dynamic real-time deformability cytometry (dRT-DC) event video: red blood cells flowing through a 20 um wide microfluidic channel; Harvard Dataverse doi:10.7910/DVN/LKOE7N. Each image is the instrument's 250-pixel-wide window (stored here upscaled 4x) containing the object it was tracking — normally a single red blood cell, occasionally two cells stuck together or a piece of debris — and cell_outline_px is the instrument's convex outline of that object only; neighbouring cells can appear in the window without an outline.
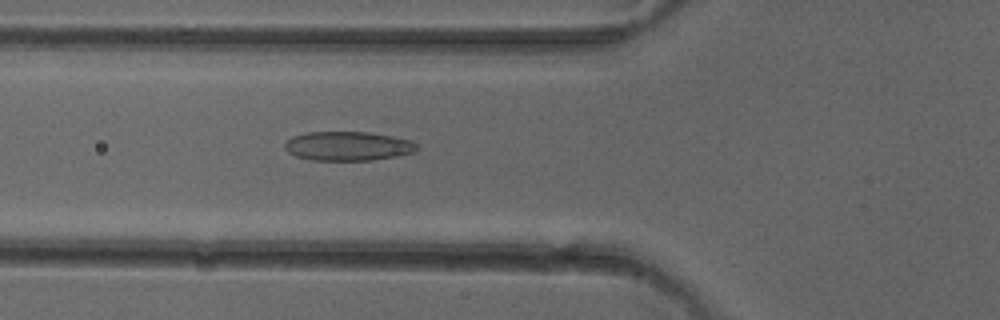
{"species": "common noctule bat (a hibernating species)", "species_latin": "Nyctalus noctula", "temperature_condition": "cold", "stored_images_in_passage": 51, "camera_frame_rate_fps": 3000, "um_per_image_px": 0.085, "animal": {"sex": "female"}, "frame": {"image": 1, "passage_image": 19, "time_ms": 6.0, "image_size_px": [1000, 320], "cell_outline_px": [[420, 148], [416, 152], [400, 156], [372, 160], [312, 160], [296, 156], [288, 152], [284, 148], [284, 144], [292, 136], [308, 132], [368, 132], [392, 136], [412, 140]], "centroid_in_image_um": [29.62, 12.42], "position_along_channel_um": 96.2, "area_um2": 22.66}}
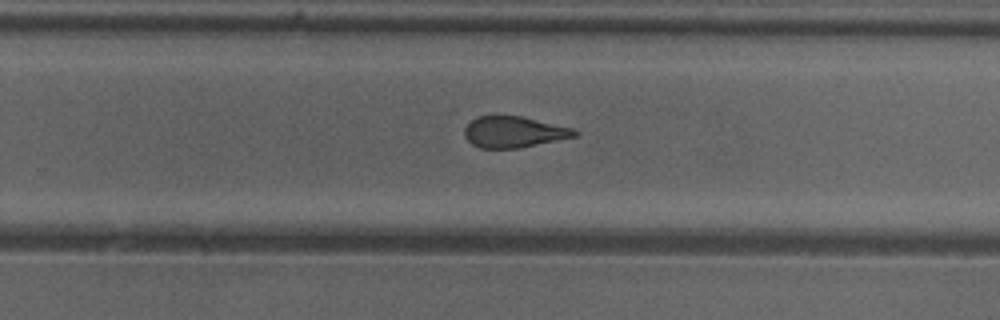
{"frame": {"image": 2, "passage_image": 33, "time_ms": 10.667, "image_size_px": [1000, 320], "cell_outline_px": [[580, 132], [576, 136], [520, 148], [480, 148], [472, 144], [464, 136], [464, 128], [476, 116], [520, 116], [576, 128]], "centroid_in_image_um": [43.7, 11.22], "position_along_channel_um": 286.1, "area_um2": 20.06}}
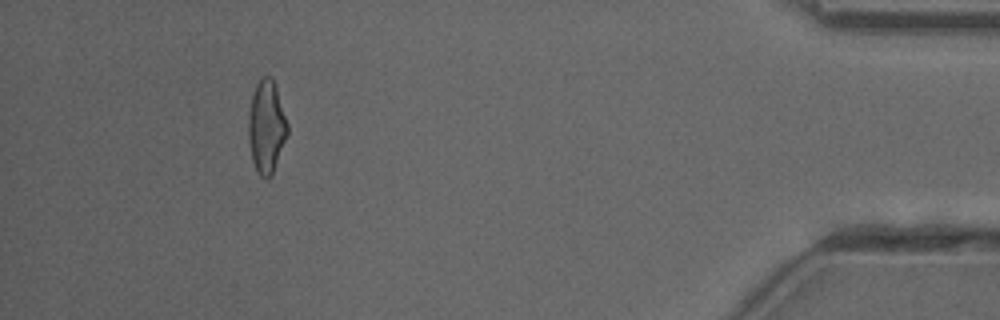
{"frame": {"image": 3, "passage_image": 47, "time_ms": 15.333, "image_size_px": [1000, 320], "cell_outline_px": [[288, 136], [272, 176], [260, 176], [256, 172], [252, 160], [248, 136], [248, 116], [252, 96], [256, 84], [264, 76], [272, 76], [288, 124]], "centroid_in_image_um": [22.65, 10.8], "position_along_channel_um": 412.5, "area_um2": 21.15}, "authors_computed_cell_mechanics": {"area_um2": 21.386, "velocity_mm_per_s": 4.053, "shape_relaxation_time_tau1_ms": 8.525, "shape_relaxation_time_tau2_ms": 2.5255, "deformation_change_tau1": 0.2046, "deformation_change_tau2": 0.1047}}